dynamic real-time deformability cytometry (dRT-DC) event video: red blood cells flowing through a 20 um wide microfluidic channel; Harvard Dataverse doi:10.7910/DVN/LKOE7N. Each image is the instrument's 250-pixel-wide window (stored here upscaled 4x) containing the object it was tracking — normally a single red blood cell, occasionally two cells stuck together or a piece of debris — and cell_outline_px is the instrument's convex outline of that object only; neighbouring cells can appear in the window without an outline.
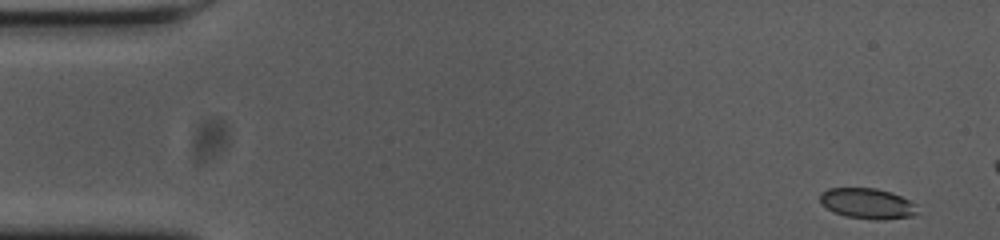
{"species": "common noctule bat (a hibernating species)", "species_latin": "Nyctalus noctula", "temperature_condition": "cold", "stored_images_in_passage": 55, "camera_frame_rate_fps": 3000, "um_per_image_px": 0.085, "animal": {"sex": "female", "body_mass_g": 23.0, "forearm_length_mm": 53.4}, "frame": {"image": 1, "passage_image": 1, "time_ms": 0.0, "image_size_px": [1000, 240], "cell_outline_px": [[916, 212], [912, 216], [884, 220], [876, 220], [848, 216], [836, 212], [820, 204], [820, 192], [828, 188], [876, 188], [892, 192], [916, 204]], "centroid_in_image_um": [73.72, 17.28], "position_along_channel_um": 11.3, "area_um2": 17.22}}
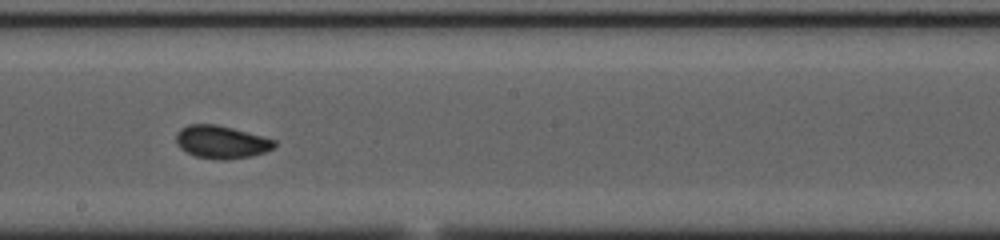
{"frame": {"image": 2, "passage_image": 29, "time_ms": 9.333, "image_size_px": [1000, 240], "cell_outline_px": [[276, 144], [272, 148], [264, 152], [252, 156], [224, 160], [220, 160], [196, 156], [180, 148], [176, 144], [176, 132], [180, 128], [188, 124], [216, 124], [232, 128], [276, 140]], "centroid_in_image_um": [18.78, 12.06], "position_along_channel_um": 229.4, "area_um2": 18.73}}
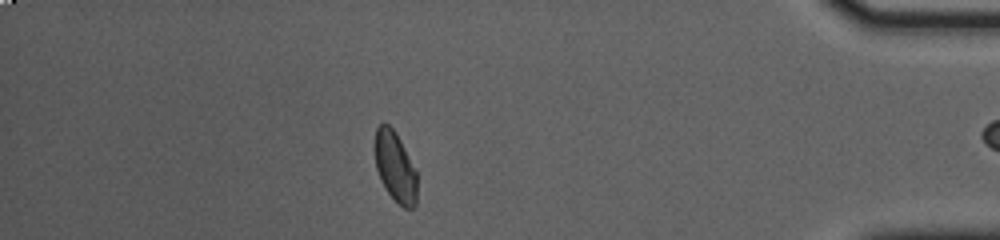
{"frame": {"image": 3, "passage_image": 47, "time_ms": 15.333, "image_size_px": [1000, 240], "cell_outline_px": [[416, 204], [412, 208], [404, 208], [388, 192], [380, 180], [376, 168], [372, 148], [376, 128], [380, 124], [388, 124], [396, 132], [416, 168]], "centroid_in_image_um": [33.55, 14.12], "position_along_channel_um": 401.6, "area_um2": 17.57}, "authors_computed_cell_mechanics": {"area_um2": 18.2648, "velocity_mm_per_s": 3.627, "shape_relaxation_time_tau1_ms": 8.1096, "shape_relaxation_time_tau2_ms": 1.2091, "deformation_change_tau1": 0.1419, "deformation_change_tau2": 0.0524}}